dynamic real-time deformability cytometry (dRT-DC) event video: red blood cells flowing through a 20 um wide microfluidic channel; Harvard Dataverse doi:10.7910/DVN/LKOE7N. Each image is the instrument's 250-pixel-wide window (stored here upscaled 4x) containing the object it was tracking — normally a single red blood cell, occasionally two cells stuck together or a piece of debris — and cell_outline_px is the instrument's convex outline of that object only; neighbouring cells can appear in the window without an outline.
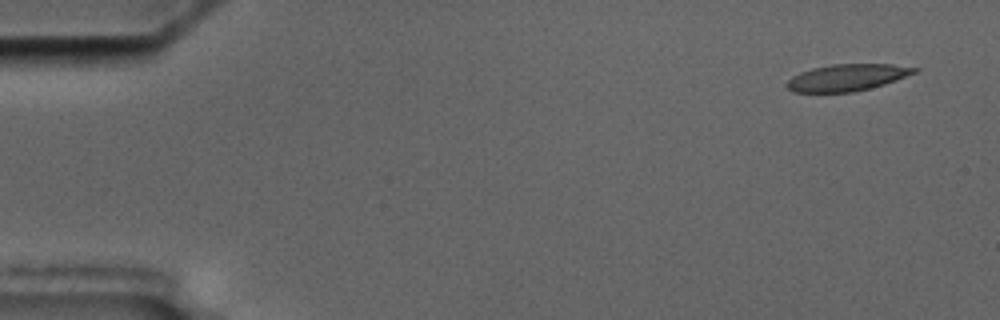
{"species": "common noctule bat (a hibernating species)", "species_latin": "Nyctalus noctula", "temperature_condition": "cold", "stored_images_in_passage": 5, "camera_frame_rate_fps": 3000, "um_per_image_px": 0.085, "animal": {"sex": "male", "body_mass_g": 17.5, "forearm_length_mm": 52.3}, "frame": {"image": 1, "passage_image": 1, "time_ms": 0.0, "image_size_px": [1000, 320], "cell_outline_px": [[920, 68], [916, 72], [896, 80], [884, 84], [852, 92], [792, 92], [784, 84], [792, 76], [800, 72], [812, 68], [832, 64], [892, 64]], "centroid_in_image_um": [71.97, 6.58], "position_along_channel_um": 13.0, "area_um2": 19.83}}
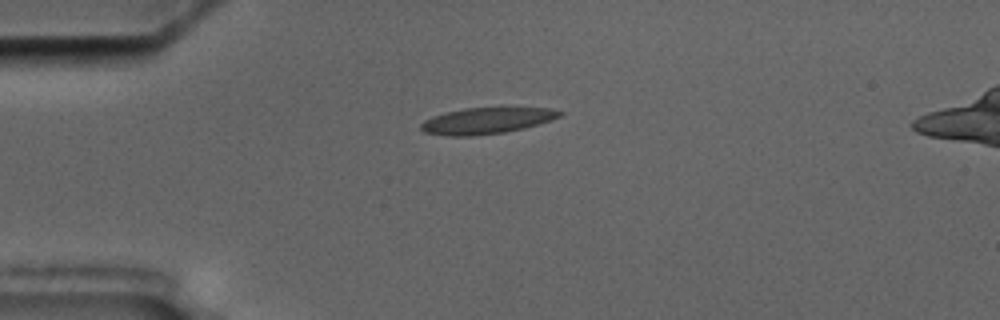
{"frame": {"image": 2, "passage_image": 4, "time_ms": 3.667, "image_size_px": [1000, 320], "cell_outline_px": [[564, 112], [560, 116], [552, 120], [524, 128], [504, 132], [472, 136], [448, 136], [424, 132], [420, 128], [420, 124], [424, 120], [432, 116], [444, 112], [464, 108], [500, 104], [548, 108]], "centroid_in_image_um": [41.4, 10.2], "position_along_channel_um": 43.6, "area_um2": 22.37}}